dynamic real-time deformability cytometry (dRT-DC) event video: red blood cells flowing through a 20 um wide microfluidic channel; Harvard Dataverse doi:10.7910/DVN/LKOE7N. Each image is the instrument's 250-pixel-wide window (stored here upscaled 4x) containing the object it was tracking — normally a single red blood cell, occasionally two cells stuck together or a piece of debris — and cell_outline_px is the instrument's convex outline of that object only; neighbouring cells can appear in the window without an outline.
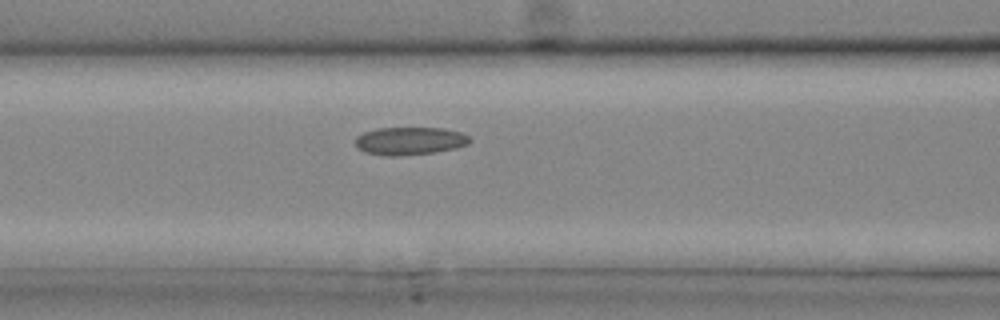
{"species": "common noctule bat (a hibernating species)", "species_latin": "Nyctalus noctula", "temperature_condition": "cold", "stored_images_in_passage": 14, "camera_frame_rate_fps": 3000, "um_per_image_px": 0.085, "animal": {"sex": "male", "body_mass_g": 20.4}, "frame": {"image": 1, "passage_image": 5, "time_ms": 1.333, "image_size_px": [1000, 320], "cell_outline_px": [[468, 140], [460, 144], [444, 148], [424, 152], [372, 152], [364, 148], [356, 140], [360, 136], [372, 132], [392, 128], [428, 128], [448, 132], [464, 136]], "centroid_in_image_um": [34.78, 11.92], "position_along_channel_um": 131.8, "area_um2": 14.91}}
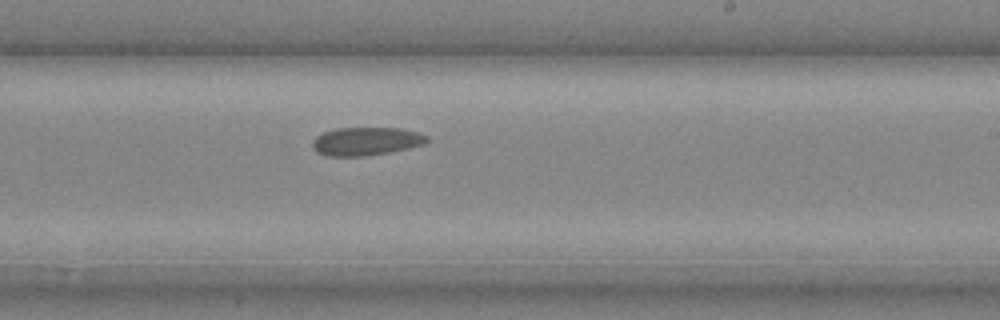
{"frame": {"image": 2, "passage_image": 10, "time_ms": 3.0, "image_size_px": [1000, 320], "cell_outline_px": [[424, 140], [412, 144], [396, 148], [376, 152], [324, 152], [316, 148], [316, 140], [320, 136], [328, 132], [356, 128], [376, 128], [404, 132], [420, 136]], "centroid_in_image_um": [31.0, 11.93], "position_along_channel_um": 258.0, "area_um2": 14.33}}
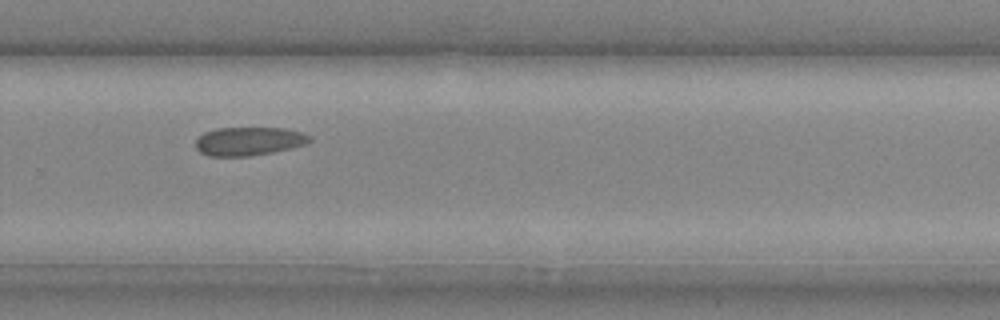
{"frame": {"image": 3, "passage_image": 12, "time_ms": 3.667, "image_size_px": [1000, 320], "cell_outline_px": [[304, 140], [280, 148], [264, 152], [224, 156], [204, 152], [196, 144], [204, 136], [212, 132], [232, 128], [264, 128], [288, 132], [300, 136]], "centroid_in_image_um": [20.91, 11.99], "position_along_channel_um": 308.9, "area_um2": 15.26}}